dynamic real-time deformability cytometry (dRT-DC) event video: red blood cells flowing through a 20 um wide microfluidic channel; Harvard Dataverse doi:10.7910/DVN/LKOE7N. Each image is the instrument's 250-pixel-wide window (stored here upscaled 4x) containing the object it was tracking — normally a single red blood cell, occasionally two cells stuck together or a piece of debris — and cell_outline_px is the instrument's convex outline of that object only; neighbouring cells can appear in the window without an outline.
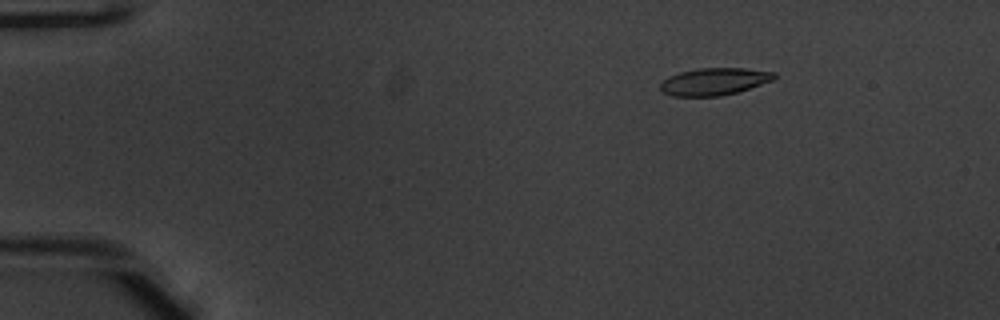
{"species": "common noctule bat (a hibernating species)", "species_latin": "Nyctalus noctula", "temperature_condition": "warm", "stored_images_in_passage": 52, "camera_frame_rate_fps": 3000, "um_per_image_px": 0.085, "animal": {"sex": "male", "body_mass_g": 20.1, "forearm_length_mm": 53.5}, "frame": {"image": 1, "passage_image": 8, "time_ms": 2.333, "image_size_px": [1000, 320], "cell_outline_px": [[776, 80], [736, 92], [720, 96], [672, 96], [660, 92], [660, 84], [668, 76], [680, 72], [696, 68], [744, 68], [776, 72]], "centroid_in_image_um": [60.71, 6.93], "position_along_channel_um": 24.3, "area_um2": 18.26}}
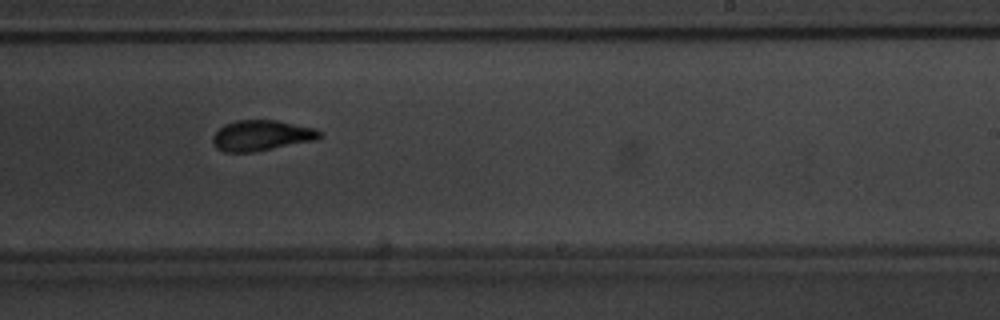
{"frame": {"image": 2, "passage_image": 33, "time_ms": 10.667, "image_size_px": [1000, 320], "cell_outline_px": [[320, 136], [316, 140], [252, 152], [224, 152], [216, 148], [212, 140], [212, 136], [224, 124], [236, 120], [276, 120], [316, 128], [320, 132]], "centroid_in_image_um": [22.2, 11.51], "position_along_channel_um": 266.8, "area_um2": 18.96}}
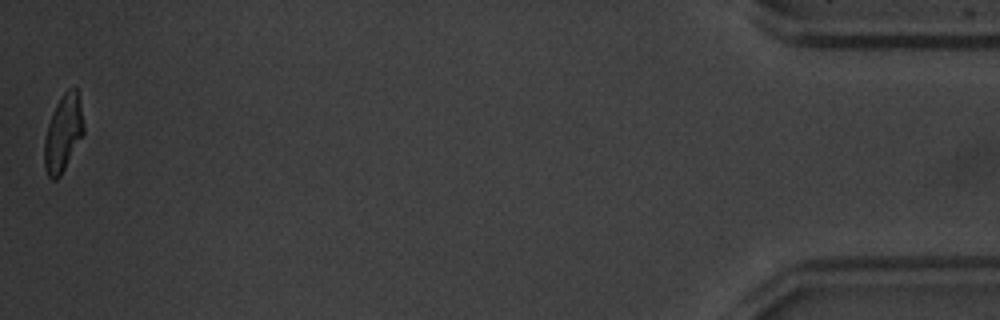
{"frame": {"image": 3, "passage_image": 52, "time_ms": 17.0, "image_size_px": [1000, 320], "cell_outline_px": [[84, 132], [60, 176], [56, 180], [52, 180], [48, 176], [44, 168], [44, 140], [48, 124], [56, 104], [60, 96], [68, 88], [76, 88], [80, 100], [84, 124]], "centroid_in_image_um": [5.36, 11.31], "position_along_channel_um": 429.8, "area_um2": 17.51}, "authors_computed_cell_mechanics": {"area_um2": 18.7561, "velocity_mm_per_s": 3.9441, "shape_relaxation_time_tau1_ms": 3.9732, "shape_relaxation_time_tau2_ms": 1.9664, "deformation_change_tau1": 0.1718, "deformation_change_tau2": 0.0892}}